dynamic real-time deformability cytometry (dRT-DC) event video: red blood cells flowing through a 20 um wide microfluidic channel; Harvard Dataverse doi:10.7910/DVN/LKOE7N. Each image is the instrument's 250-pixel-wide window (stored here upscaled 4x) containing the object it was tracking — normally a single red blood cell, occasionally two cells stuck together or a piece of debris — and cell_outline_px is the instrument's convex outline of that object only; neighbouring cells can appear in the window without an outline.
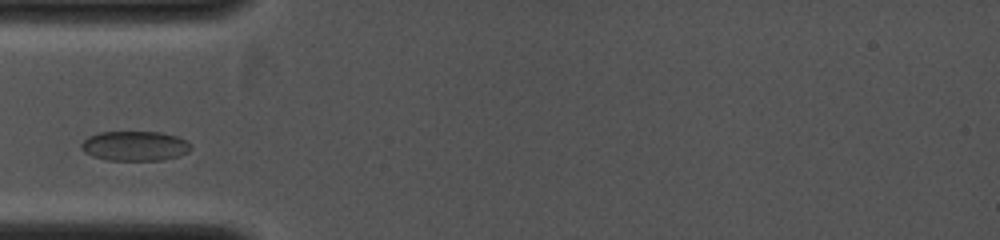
{"species": "common noctule bat (a hibernating species)", "species_latin": "Nyctalus noctula", "temperature_condition": "cold", "stored_images_in_passage": 3, "camera_frame_rate_fps": 4000, "um_per_image_px": 0.085, "animal": {"sex": "female", "body_mass_g": 19.0, "forearm_length_mm": 53.3}, "frame": {"image": 1, "passage_image": 2, "time_ms": 1.25, "image_size_px": [1000, 240], "cell_outline_px": [[192, 148], [188, 152], [164, 160], [108, 160], [92, 156], [84, 152], [80, 148], [80, 144], [88, 136], [100, 132], [160, 132], [176, 136], [188, 140], [192, 144]], "centroid_in_image_um": [11.47, 12.4], "position_along_channel_um": 73.5, "area_um2": 19.13}}
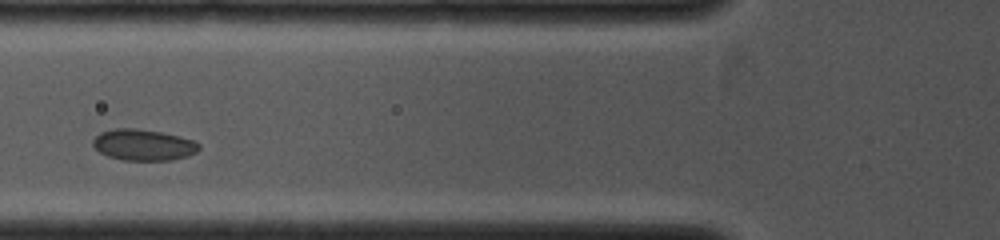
{"frame": {"image": 2, "passage_image": 3, "time_ms": 2.0, "image_size_px": [1000, 240], "cell_outline_px": [[200, 148], [196, 152], [188, 156], [172, 160], [124, 160], [108, 156], [100, 152], [92, 144], [92, 140], [100, 132], [112, 128], [136, 128], [160, 132], [192, 140], [200, 144]], "centroid_in_image_um": [12.17, 12.31], "position_along_channel_um": 113.6, "area_um2": 19.19}}